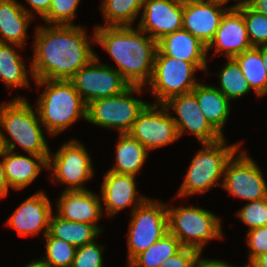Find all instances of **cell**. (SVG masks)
<instances>
[{
	"label": "cell",
	"mask_w": 267,
	"mask_h": 267,
	"mask_svg": "<svg viewBox=\"0 0 267 267\" xmlns=\"http://www.w3.org/2000/svg\"><path fill=\"white\" fill-rule=\"evenodd\" d=\"M223 179L221 187L233 196L249 202L267 197V183L263 174L245 151L231 157L225 167Z\"/></svg>",
	"instance_id": "obj_12"
},
{
	"label": "cell",
	"mask_w": 267,
	"mask_h": 267,
	"mask_svg": "<svg viewBox=\"0 0 267 267\" xmlns=\"http://www.w3.org/2000/svg\"><path fill=\"white\" fill-rule=\"evenodd\" d=\"M37 87L47 88L37 99L36 111L46 132L54 136L77 119L86 120L87 105L70 80H34Z\"/></svg>",
	"instance_id": "obj_4"
},
{
	"label": "cell",
	"mask_w": 267,
	"mask_h": 267,
	"mask_svg": "<svg viewBox=\"0 0 267 267\" xmlns=\"http://www.w3.org/2000/svg\"><path fill=\"white\" fill-rule=\"evenodd\" d=\"M198 68L191 62L166 55H155L153 74L147 84L158 103L164 104L170 98L191 92L199 83L195 81Z\"/></svg>",
	"instance_id": "obj_9"
},
{
	"label": "cell",
	"mask_w": 267,
	"mask_h": 267,
	"mask_svg": "<svg viewBox=\"0 0 267 267\" xmlns=\"http://www.w3.org/2000/svg\"><path fill=\"white\" fill-rule=\"evenodd\" d=\"M80 0H52L48 13L43 20L48 25H73L71 22Z\"/></svg>",
	"instance_id": "obj_34"
},
{
	"label": "cell",
	"mask_w": 267,
	"mask_h": 267,
	"mask_svg": "<svg viewBox=\"0 0 267 267\" xmlns=\"http://www.w3.org/2000/svg\"><path fill=\"white\" fill-rule=\"evenodd\" d=\"M99 62L96 55L69 79L86 105L96 99L118 95L130 86L114 67Z\"/></svg>",
	"instance_id": "obj_11"
},
{
	"label": "cell",
	"mask_w": 267,
	"mask_h": 267,
	"mask_svg": "<svg viewBox=\"0 0 267 267\" xmlns=\"http://www.w3.org/2000/svg\"><path fill=\"white\" fill-rule=\"evenodd\" d=\"M33 14L16 0H0V43L23 48Z\"/></svg>",
	"instance_id": "obj_23"
},
{
	"label": "cell",
	"mask_w": 267,
	"mask_h": 267,
	"mask_svg": "<svg viewBox=\"0 0 267 267\" xmlns=\"http://www.w3.org/2000/svg\"><path fill=\"white\" fill-rule=\"evenodd\" d=\"M91 159L89 153L79 141L69 140L54 155L49 154L47 169H53L52 180L55 179L67 185L65 190H88L83 186L85 181L94 176Z\"/></svg>",
	"instance_id": "obj_10"
},
{
	"label": "cell",
	"mask_w": 267,
	"mask_h": 267,
	"mask_svg": "<svg viewBox=\"0 0 267 267\" xmlns=\"http://www.w3.org/2000/svg\"><path fill=\"white\" fill-rule=\"evenodd\" d=\"M57 215L63 219L98 226L104 208L101 198L88 190L67 191L59 196ZM103 209V210H102Z\"/></svg>",
	"instance_id": "obj_20"
},
{
	"label": "cell",
	"mask_w": 267,
	"mask_h": 267,
	"mask_svg": "<svg viewBox=\"0 0 267 267\" xmlns=\"http://www.w3.org/2000/svg\"><path fill=\"white\" fill-rule=\"evenodd\" d=\"M116 146V163L110 172L135 175L141 170L148 156V150L128 133L119 134Z\"/></svg>",
	"instance_id": "obj_26"
},
{
	"label": "cell",
	"mask_w": 267,
	"mask_h": 267,
	"mask_svg": "<svg viewBox=\"0 0 267 267\" xmlns=\"http://www.w3.org/2000/svg\"><path fill=\"white\" fill-rule=\"evenodd\" d=\"M184 0H144L138 28L158 41L183 29Z\"/></svg>",
	"instance_id": "obj_15"
},
{
	"label": "cell",
	"mask_w": 267,
	"mask_h": 267,
	"mask_svg": "<svg viewBox=\"0 0 267 267\" xmlns=\"http://www.w3.org/2000/svg\"><path fill=\"white\" fill-rule=\"evenodd\" d=\"M88 223H79L69 221L59 217L58 215H51L49 234L72 244L76 247L89 244L96 240V237L102 232V228Z\"/></svg>",
	"instance_id": "obj_25"
},
{
	"label": "cell",
	"mask_w": 267,
	"mask_h": 267,
	"mask_svg": "<svg viewBox=\"0 0 267 267\" xmlns=\"http://www.w3.org/2000/svg\"><path fill=\"white\" fill-rule=\"evenodd\" d=\"M220 2L224 3V4H227L230 0H219ZM250 0H239V2L235 3V5H232L230 7H238V6H241V5H246V4H249Z\"/></svg>",
	"instance_id": "obj_46"
},
{
	"label": "cell",
	"mask_w": 267,
	"mask_h": 267,
	"mask_svg": "<svg viewBox=\"0 0 267 267\" xmlns=\"http://www.w3.org/2000/svg\"><path fill=\"white\" fill-rule=\"evenodd\" d=\"M220 78V90L230 101L242 97L251 91L248 81L240 70L239 64L234 58H227V63L218 72Z\"/></svg>",
	"instance_id": "obj_31"
},
{
	"label": "cell",
	"mask_w": 267,
	"mask_h": 267,
	"mask_svg": "<svg viewBox=\"0 0 267 267\" xmlns=\"http://www.w3.org/2000/svg\"><path fill=\"white\" fill-rule=\"evenodd\" d=\"M261 56H262L263 64L267 71V46H261Z\"/></svg>",
	"instance_id": "obj_45"
},
{
	"label": "cell",
	"mask_w": 267,
	"mask_h": 267,
	"mask_svg": "<svg viewBox=\"0 0 267 267\" xmlns=\"http://www.w3.org/2000/svg\"><path fill=\"white\" fill-rule=\"evenodd\" d=\"M201 253L193 248L183 247L173 256L167 258L159 267H195Z\"/></svg>",
	"instance_id": "obj_38"
},
{
	"label": "cell",
	"mask_w": 267,
	"mask_h": 267,
	"mask_svg": "<svg viewBox=\"0 0 267 267\" xmlns=\"http://www.w3.org/2000/svg\"><path fill=\"white\" fill-rule=\"evenodd\" d=\"M25 267H51L49 264H47L44 260H35L30 262V264L25 265Z\"/></svg>",
	"instance_id": "obj_44"
},
{
	"label": "cell",
	"mask_w": 267,
	"mask_h": 267,
	"mask_svg": "<svg viewBox=\"0 0 267 267\" xmlns=\"http://www.w3.org/2000/svg\"><path fill=\"white\" fill-rule=\"evenodd\" d=\"M223 5L219 0H184L183 29L207 47L215 37L222 16L230 8Z\"/></svg>",
	"instance_id": "obj_16"
},
{
	"label": "cell",
	"mask_w": 267,
	"mask_h": 267,
	"mask_svg": "<svg viewBox=\"0 0 267 267\" xmlns=\"http://www.w3.org/2000/svg\"><path fill=\"white\" fill-rule=\"evenodd\" d=\"M183 248L181 242L171 233H166L148 249L136 255L129 267H159L164 261Z\"/></svg>",
	"instance_id": "obj_29"
},
{
	"label": "cell",
	"mask_w": 267,
	"mask_h": 267,
	"mask_svg": "<svg viewBox=\"0 0 267 267\" xmlns=\"http://www.w3.org/2000/svg\"><path fill=\"white\" fill-rule=\"evenodd\" d=\"M138 27L95 26L92 43L100 44L115 60L116 69L134 86L149 83L153 74L157 41Z\"/></svg>",
	"instance_id": "obj_2"
},
{
	"label": "cell",
	"mask_w": 267,
	"mask_h": 267,
	"mask_svg": "<svg viewBox=\"0 0 267 267\" xmlns=\"http://www.w3.org/2000/svg\"><path fill=\"white\" fill-rule=\"evenodd\" d=\"M43 238L46 240V256L42 260L51 267H71L77 247L49 233Z\"/></svg>",
	"instance_id": "obj_32"
},
{
	"label": "cell",
	"mask_w": 267,
	"mask_h": 267,
	"mask_svg": "<svg viewBox=\"0 0 267 267\" xmlns=\"http://www.w3.org/2000/svg\"><path fill=\"white\" fill-rule=\"evenodd\" d=\"M236 8L242 13L252 47L267 46V16L256 12L248 4Z\"/></svg>",
	"instance_id": "obj_33"
},
{
	"label": "cell",
	"mask_w": 267,
	"mask_h": 267,
	"mask_svg": "<svg viewBox=\"0 0 267 267\" xmlns=\"http://www.w3.org/2000/svg\"><path fill=\"white\" fill-rule=\"evenodd\" d=\"M14 44L0 43V80L7 87H29V79L21 56L13 48Z\"/></svg>",
	"instance_id": "obj_28"
},
{
	"label": "cell",
	"mask_w": 267,
	"mask_h": 267,
	"mask_svg": "<svg viewBox=\"0 0 267 267\" xmlns=\"http://www.w3.org/2000/svg\"><path fill=\"white\" fill-rule=\"evenodd\" d=\"M128 134L148 151L166 146L179 137L177 126L163 104H148L138 115Z\"/></svg>",
	"instance_id": "obj_13"
},
{
	"label": "cell",
	"mask_w": 267,
	"mask_h": 267,
	"mask_svg": "<svg viewBox=\"0 0 267 267\" xmlns=\"http://www.w3.org/2000/svg\"><path fill=\"white\" fill-rule=\"evenodd\" d=\"M163 105L178 115V118L172 116V119L177 126L179 137L185 131H190L201 144L214 143L224 138L207 121L192 92L174 96Z\"/></svg>",
	"instance_id": "obj_14"
},
{
	"label": "cell",
	"mask_w": 267,
	"mask_h": 267,
	"mask_svg": "<svg viewBox=\"0 0 267 267\" xmlns=\"http://www.w3.org/2000/svg\"><path fill=\"white\" fill-rule=\"evenodd\" d=\"M156 55H166L191 62L198 69L207 71V47L184 29L167 34L158 40Z\"/></svg>",
	"instance_id": "obj_21"
},
{
	"label": "cell",
	"mask_w": 267,
	"mask_h": 267,
	"mask_svg": "<svg viewBox=\"0 0 267 267\" xmlns=\"http://www.w3.org/2000/svg\"><path fill=\"white\" fill-rule=\"evenodd\" d=\"M31 67L34 80H69L96 54L79 25L37 26Z\"/></svg>",
	"instance_id": "obj_1"
},
{
	"label": "cell",
	"mask_w": 267,
	"mask_h": 267,
	"mask_svg": "<svg viewBox=\"0 0 267 267\" xmlns=\"http://www.w3.org/2000/svg\"><path fill=\"white\" fill-rule=\"evenodd\" d=\"M29 155L30 157L4 149L1 157L9 187L22 190L37 178L41 167L47 169L48 160L44 156Z\"/></svg>",
	"instance_id": "obj_22"
},
{
	"label": "cell",
	"mask_w": 267,
	"mask_h": 267,
	"mask_svg": "<svg viewBox=\"0 0 267 267\" xmlns=\"http://www.w3.org/2000/svg\"><path fill=\"white\" fill-rule=\"evenodd\" d=\"M142 90V86L130 85L118 95L88 103L86 120L104 128H115L119 134L128 133L138 115L149 104L132 96L141 94Z\"/></svg>",
	"instance_id": "obj_7"
},
{
	"label": "cell",
	"mask_w": 267,
	"mask_h": 267,
	"mask_svg": "<svg viewBox=\"0 0 267 267\" xmlns=\"http://www.w3.org/2000/svg\"><path fill=\"white\" fill-rule=\"evenodd\" d=\"M144 0H103L101 11L107 25L132 26L143 9Z\"/></svg>",
	"instance_id": "obj_30"
},
{
	"label": "cell",
	"mask_w": 267,
	"mask_h": 267,
	"mask_svg": "<svg viewBox=\"0 0 267 267\" xmlns=\"http://www.w3.org/2000/svg\"><path fill=\"white\" fill-rule=\"evenodd\" d=\"M128 229V263L168 233L167 204L147 198L131 212Z\"/></svg>",
	"instance_id": "obj_8"
},
{
	"label": "cell",
	"mask_w": 267,
	"mask_h": 267,
	"mask_svg": "<svg viewBox=\"0 0 267 267\" xmlns=\"http://www.w3.org/2000/svg\"><path fill=\"white\" fill-rule=\"evenodd\" d=\"M103 250L104 246L95 241L77 247L71 267H104Z\"/></svg>",
	"instance_id": "obj_36"
},
{
	"label": "cell",
	"mask_w": 267,
	"mask_h": 267,
	"mask_svg": "<svg viewBox=\"0 0 267 267\" xmlns=\"http://www.w3.org/2000/svg\"><path fill=\"white\" fill-rule=\"evenodd\" d=\"M49 198L42 191L27 198L7 220L8 226L15 228L20 236H36L49 232L50 218L54 213Z\"/></svg>",
	"instance_id": "obj_17"
},
{
	"label": "cell",
	"mask_w": 267,
	"mask_h": 267,
	"mask_svg": "<svg viewBox=\"0 0 267 267\" xmlns=\"http://www.w3.org/2000/svg\"><path fill=\"white\" fill-rule=\"evenodd\" d=\"M101 195L108 216H114L129 205H133L131 211H134L147 199L136 194L135 175L110 171L104 175Z\"/></svg>",
	"instance_id": "obj_19"
},
{
	"label": "cell",
	"mask_w": 267,
	"mask_h": 267,
	"mask_svg": "<svg viewBox=\"0 0 267 267\" xmlns=\"http://www.w3.org/2000/svg\"><path fill=\"white\" fill-rule=\"evenodd\" d=\"M237 214L248 230L267 226V197L246 203Z\"/></svg>",
	"instance_id": "obj_35"
},
{
	"label": "cell",
	"mask_w": 267,
	"mask_h": 267,
	"mask_svg": "<svg viewBox=\"0 0 267 267\" xmlns=\"http://www.w3.org/2000/svg\"><path fill=\"white\" fill-rule=\"evenodd\" d=\"M8 189L9 186L5 176L3 160H0V198L7 196Z\"/></svg>",
	"instance_id": "obj_41"
},
{
	"label": "cell",
	"mask_w": 267,
	"mask_h": 267,
	"mask_svg": "<svg viewBox=\"0 0 267 267\" xmlns=\"http://www.w3.org/2000/svg\"><path fill=\"white\" fill-rule=\"evenodd\" d=\"M210 125L222 136L231 111L230 100L215 86L198 83L191 91Z\"/></svg>",
	"instance_id": "obj_24"
},
{
	"label": "cell",
	"mask_w": 267,
	"mask_h": 267,
	"mask_svg": "<svg viewBox=\"0 0 267 267\" xmlns=\"http://www.w3.org/2000/svg\"><path fill=\"white\" fill-rule=\"evenodd\" d=\"M167 204L168 232L183 247L193 248L202 254L204 245L211 239H222L220 219L214 213L199 207L169 208Z\"/></svg>",
	"instance_id": "obj_6"
},
{
	"label": "cell",
	"mask_w": 267,
	"mask_h": 267,
	"mask_svg": "<svg viewBox=\"0 0 267 267\" xmlns=\"http://www.w3.org/2000/svg\"><path fill=\"white\" fill-rule=\"evenodd\" d=\"M249 247V261L267 251V226L248 230L246 238Z\"/></svg>",
	"instance_id": "obj_37"
},
{
	"label": "cell",
	"mask_w": 267,
	"mask_h": 267,
	"mask_svg": "<svg viewBox=\"0 0 267 267\" xmlns=\"http://www.w3.org/2000/svg\"><path fill=\"white\" fill-rule=\"evenodd\" d=\"M3 151H4V147H3V143L0 139V156H2Z\"/></svg>",
	"instance_id": "obj_47"
},
{
	"label": "cell",
	"mask_w": 267,
	"mask_h": 267,
	"mask_svg": "<svg viewBox=\"0 0 267 267\" xmlns=\"http://www.w3.org/2000/svg\"><path fill=\"white\" fill-rule=\"evenodd\" d=\"M41 124L38 113L24 97L18 96L10 103L0 105V139L6 150L15 151L18 144L28 154L44 156L48 160L50 150Z\"/></svg>",
	"instance_id": "obj_3"
},
{
	"label": "cell",
	"mask_w": 267,
	"mask_h": 267,
	"mask_svg": "<svg viewBox=\"0 0 267 267\" xmlns=\"http://www.w3.org/2000/svg\"><path fill=\"white\" fill-rule=\"evenodd\" d=\"M195 267H238V266H231L227 262L221 260H210V259H201V256L197 259Z\"/></svg>",
	"instance_id": "obj_40"
},
{
	"label": "cell",
	"mask_w": 267,
	"mask_h": 267,
	"mask_svg": "<svg viewBox=\"0 0 267 267\" xmlns=\"http://www.w3.org/2000/svg\"><path fill=\"white\" fill-rule=\"evenodd\" d=\"M226 142L225 138H222L214 143L202 144L204 148L194 155L178 191V197L205 193L211 187H217L219 184L222 186L219 180L224 177L225 167L231 157L239 152L242 143L227 146Z\"/></svg>",
	"instance_id": "obj_5"
},
{
	"label": "cell",
	"mask_w": 267,
	"mask_h": 267,
	"mask_svg": "<svg viewBox=\"0 0 267 267\" xmlns=\"http://www.w3.org/2000/svg\"><path fill=\"white\" fill-rule=\"evenodd\" d=\"M244 265L247 267H267V251L255 257L247 265Z\"/></svg>",
	"instance_id": "obj_43"
},
{
	"label": "cell",
	"mask_w": 267,
	"mask_h": 267,
	"mask_svg": "<svg viewBox=\"0 0 267 267\" xmlns=\"http://www.w3.org/2000/svg\"><path fill=\"white\" fill-rule=\"evenodd\" d=\"M211 48L227 58L252 48L242 13L236 7H230L222 16L215 37L207 46V53Z\"/></svg>",
	"instance_id": "obj_18"
},
{
	"label": "cell",
	"mask_w": 267,
	"mask_h": 267,
	"mask_svg": "<svg viewBox=\"0 0 267 267\" xmlns=\"http://www.w3.org/2000/svg\"><path fill=\"white\" fill-rule=\"evenodd\" d=\"M234 59L258 97L267 94V71L261 56V47H252L237 54Z\"/></svg>",
	"instance_id": "obj_27"
},
{
	"label": "cell",
	"mask_w": 267,
	"mask_h": 267,
	"mask_svg": "<svg viewBox=\"0 0 267 267\" xmlns=\"http://www.w3.org/2000/svg\"><path fill=\"white\" fill-rule=\"evenodd\" d=\"M248 5L256 12L267 16V0H250Z\"/></svg>",
	"instance_id": "obj_42"
},
{
	"label": "cell",
	"mask_w": 267,
	"mask_h": 267,
	"mask_svg": "<svg viewBox=\"0 0 267 267\" xmlns=\"http://www.w3.org/2000/svg\"><path fill=\"white\" fill-rule=\"evenodd\" d=\"M32 10L43 18L49 11L52 0H26Z\"/></svg>",
	"instance_id": "obj_39"
}]
</instances>
